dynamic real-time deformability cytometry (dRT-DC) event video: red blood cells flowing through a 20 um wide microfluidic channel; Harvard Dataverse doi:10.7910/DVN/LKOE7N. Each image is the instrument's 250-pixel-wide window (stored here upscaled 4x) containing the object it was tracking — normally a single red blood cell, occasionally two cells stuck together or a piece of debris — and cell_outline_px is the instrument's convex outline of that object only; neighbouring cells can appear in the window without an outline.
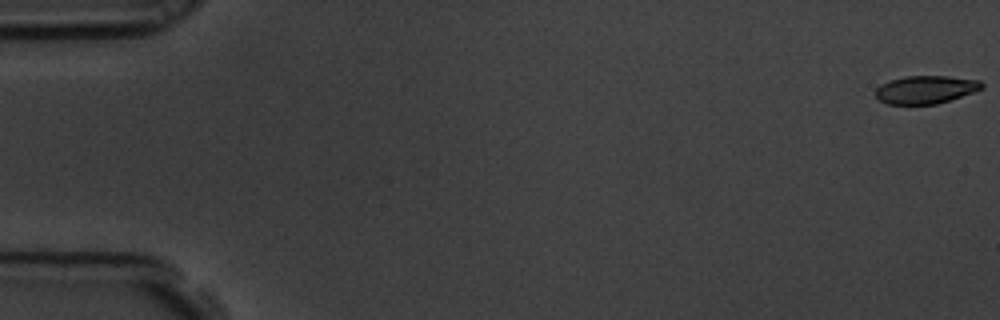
{"species": "common noctule bat (a hibernating species)", "species_latin": "Nyctalus noctula", "temperature_condition": "room temperature", "stored_images_in_passage": 4, "camera_frame_rate_fps": 3000, "um_per_image_px": 0.085, "animal": {"sex": "male", "body_mass_g": 19.5, "forearm_length_mm": 54.6}, "frame": {"image": 1, "passage_image": 1, "time_ms": 0.0, "image_size_px": [1000, 320], "cell_outline_px": [[984, 88], [936, 104], [888, 104], [880, 100], [876, 96], [876, 88], [880, 84], [904, 76], [948, 76], [980, 80], [984, 84]], "centroid_in_image_um": [78.68, 7.6], "position_along_channel_um": 6.3, "area_um2": 17.17}}